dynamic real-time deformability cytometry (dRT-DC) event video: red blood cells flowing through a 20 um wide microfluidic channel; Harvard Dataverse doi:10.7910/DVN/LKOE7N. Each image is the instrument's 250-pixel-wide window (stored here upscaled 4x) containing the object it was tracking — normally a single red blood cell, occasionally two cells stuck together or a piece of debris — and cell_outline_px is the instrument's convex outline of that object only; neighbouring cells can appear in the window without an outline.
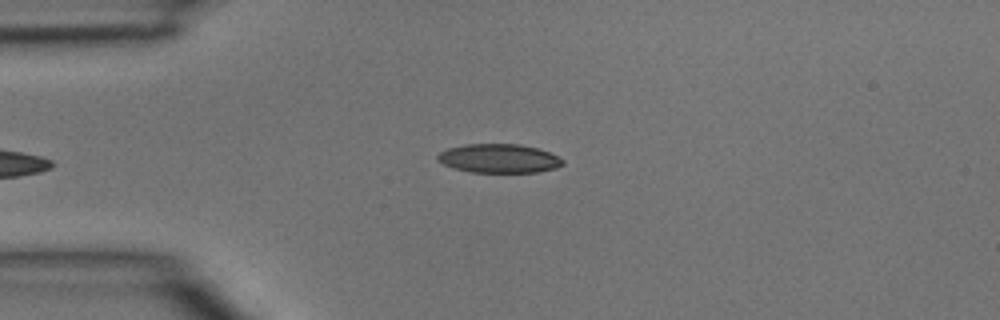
{"species": "common noctule bat (a hibernating species)", "species_latin": "Nyctalus noctula", "temperature_condition": "room temperature", "stored_images_in_passage": 36, "camera_frame_rate_fps": 3000, "um_per_image_px": 0.085, "animal": {"sex": "male", "body_mass_g": 15.6}, "frame": {"image": 1, "passage_image": 2, "time_ms": 0.333, "image_size_px": [1000, 320], "cell_outline_px": [[564, 164], [556, 168], [536, 172], [472, 172], [456, 168], [444, 164], [436, 156], [440, 152], [448, 148], [464, 144], [520, 144], [536, 148], [548, 152], [564, 160]], "centroid_in_image_um": [42.43, 13.46], "position_along_channel_um": 42.6, "area_um2": 20.81}}
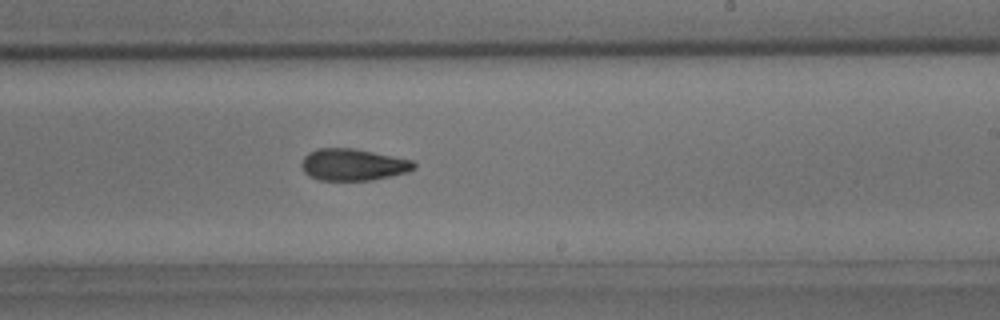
{"frame": {"image": 2, "passage_image": 18, "time_ms": 5.667, "image_size_px": [1000, 320], "cell_outline_px": [[416, 168], [408, 172], [372, 180], [320, 180], [308, 176], [304, 172], [300, 164], [304, 156], [308, 152], [316, 148], [352, 148], [412, 160], [416, 164]], "centroid_in_image_um": [29.98, 14.0], "position_along_channel_um": 259.0, "area_um2": 20.87}}
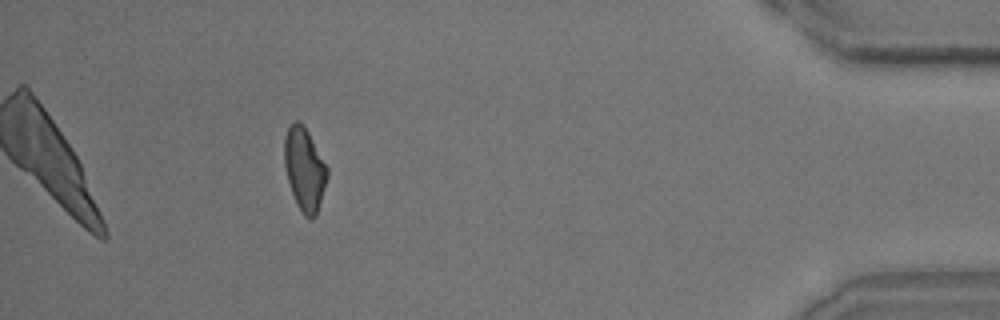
{"frame": {"image": 3, "passage_image": 32, "time_ms": 10.333, "image_size_px": [1000, 320], "cell_outline_px": [[328, 176], [316, 216], [304, 216], [296, 204], [288, 180], [284, 164], [284, 136], [288, 128], [296, 120], [304, 124], [328, 168]], "centroid_in_image_um": [25.88, 14.35], "position_along_channel_um": 409.3, "area_um2": 20.58}}